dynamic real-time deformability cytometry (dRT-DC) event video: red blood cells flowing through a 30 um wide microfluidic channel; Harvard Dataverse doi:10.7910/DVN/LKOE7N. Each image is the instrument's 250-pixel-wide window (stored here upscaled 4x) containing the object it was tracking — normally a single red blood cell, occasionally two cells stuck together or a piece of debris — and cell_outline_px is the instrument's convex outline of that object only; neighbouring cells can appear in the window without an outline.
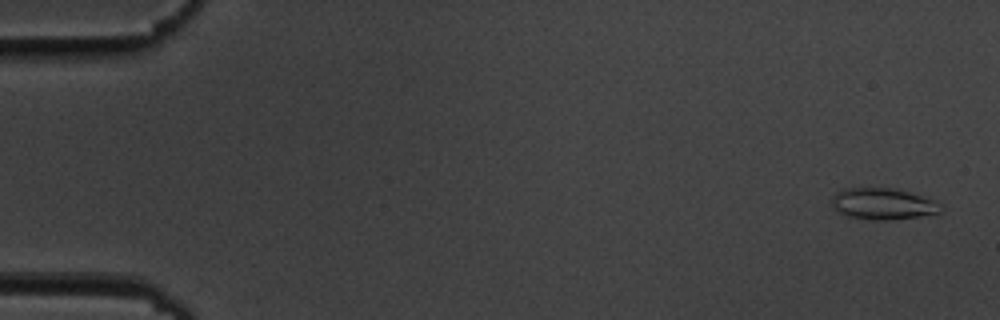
{"species": "common noctule bat (a hibernating species)", "species_latin": "Nyctalus noctula", "temperature_condition": "cold", "stored_images_in_passage": 55, "camera_frame_rate_fps": 3000, "um_per_image_px": 0.085, "animal": {"sex": "male", "body_mass_g": 19.5, "forearm_length_mm": 54.6}, "frame": {"image": 1, "passage_image": 2, "time_ms": 0.333, "image_size_px": [1000, 320], "cell_outline_px": [[940, 212], [920, 216], [888, 220], [872, 220], [848, 216], [832, 208], [832, 196], [836, 192], [844, 188], [892, 188], [908, 192], [920, 196], [928, 200]], "centroid_in_image_um": [74.88, 17.33], "position_along_channel_um": 10.1, "area_um2": 19.19}}
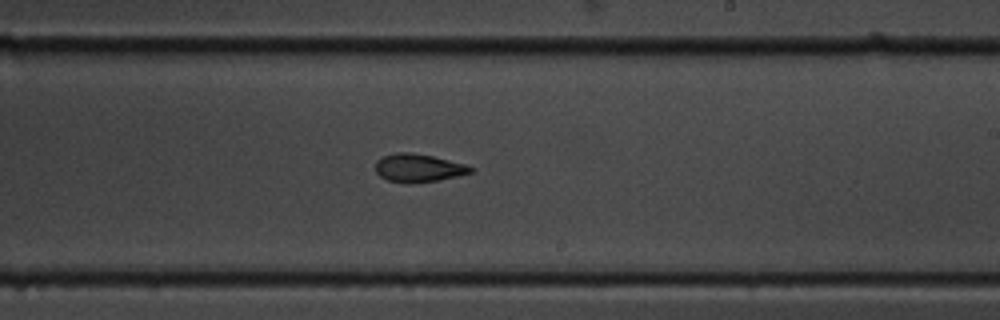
{"frame": {"image": 2, "passage_image": 33, "time_ms": 10.667, "image_size_px": [1000, 320], "cell_outline_px": [[476, 168], [472, 172], [440, 180], [388, 180], [380, 176], [376, 172], [376, 160], [384, 156], [396, 152], [412, 152], [432, 156], [464, 164]], "centroid_in_image_um": [35.58, 14.22], "position_along_channel_um": 253.4, "area_um2": 14.85}}
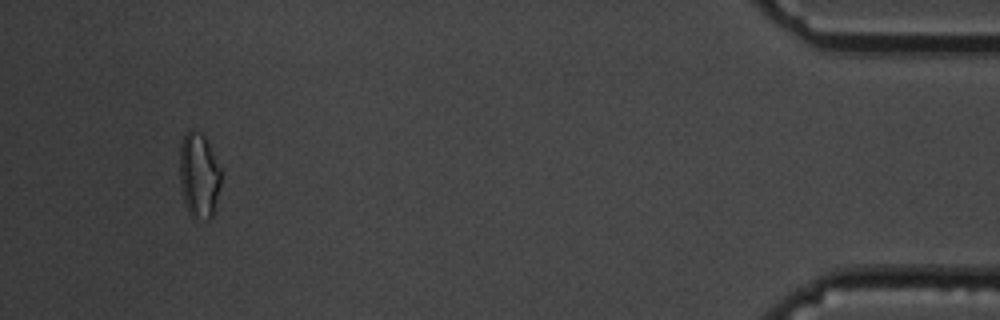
{"frame": {"image": 3, "passage_image": 52, "time_ms": 17.0, "image_size_px": [1000, 320], "cell_outline_px": [[220, 184], [212, 216], [208, 220], [192, 216], [188, 212], [184, 204], [180, 188], [180, 144], [188, 128], [192, 128], [200, 132], [204, 136], [220, 168]], "centroid_in_image_um": [16.87, 14.89], "position_along_channel_um": 418.3, "area_um2": 20.4}, "authors_computed_cell_mechanics": {"area_um2": 16.473, "velocity_mm_per_s": 3.6716, "shape_relaxation_time_tau1_ms": 4.0101, "shape_relaxation_time_tau2_ms": 5.9968, "deformation_change_tau1": 0.1147, "deformation_change_tau2": 0.1343}}